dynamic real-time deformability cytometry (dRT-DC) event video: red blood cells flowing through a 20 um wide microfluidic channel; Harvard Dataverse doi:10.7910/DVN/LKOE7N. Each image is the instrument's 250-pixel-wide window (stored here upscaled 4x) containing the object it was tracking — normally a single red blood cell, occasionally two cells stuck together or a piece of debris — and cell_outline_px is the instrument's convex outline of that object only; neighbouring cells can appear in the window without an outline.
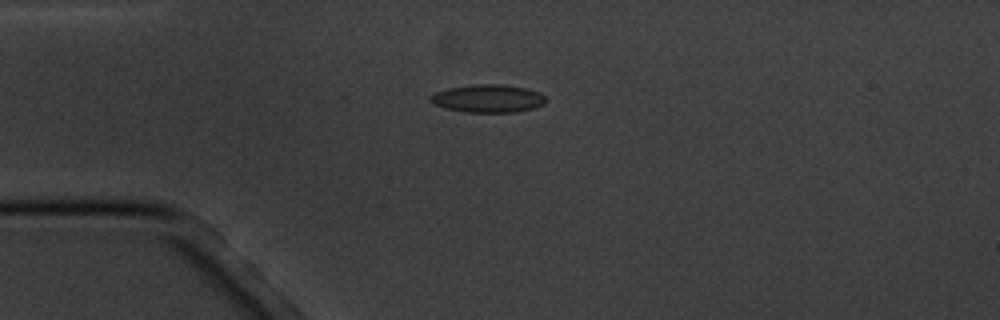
{"species": "common noctule bat (a hibernating species)", "species_latin": "Nyctalus noctula", "temperature_condition": "cold", "stored_images_in_passage": 6, "camera_frame_rate_fps": 3000, "um_per_image_px": 0.085, "animal": {"sex": "male", "body_mass_g": 20.1, "forearm_length_mm": 53.5}, "frame": {"image": 1, "passage_image": 1, "time_ms": 0.0, "image_size_px": [1000, 320], "cell_outline_px": [[544, 104], [532, 108], [516, 112], [464, 112], [444, 108], [432, 104], [428, 100], [428, 96], [436, 92], [448, 88], [476, 84], [504, 84], [524, 88], [540, 92], [544, 96]], "centroid_in_image_um": [41.42, 8.37], "position_along_channel_um": 43.6, "area_um2": 18.84}}
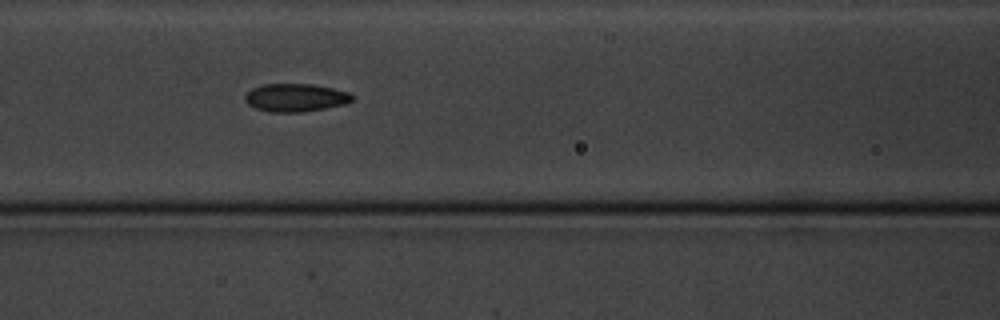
{"frame": {"image": 2, "passage_image": 4, "time_ms": 3.333, "image_size_px": [1000, 320], "cell_outline_px": [[352, 100], [344, 104], [304, 112], [268, 112], [256, 108], [248, 104], [244, 100], [244, 96], [252, 88], [260, 84], [312, 84], [332, 88], [348, 92], [352, 96]], "centroid_in_image_um": [25.07, 8.3], "position_along_channel_um": 141.5, "area_um2": 17.46}}
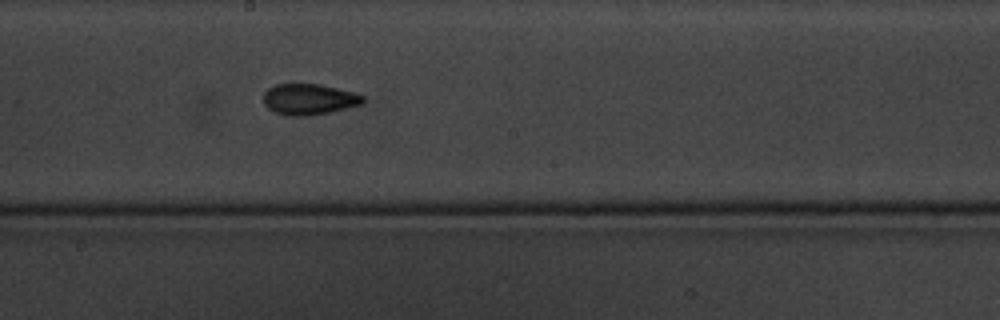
{"frame": {"image": 3, "passage_image": 6, "time_ms": 5.667, "image_size_px": [1000, 320], "cell_outline_px": [[364, 100], [360, 104], [328, 112], [308, 116], [288, 116], [272, 112], [264, 104], [264, 92], [268, 88], [276, 84], [320, 84], [356, 92], [364, 96]], "centroid_in_image_um": [26.23, 8.43], "position_along_channel_um": 222.0, "area_um2": 17.98}}